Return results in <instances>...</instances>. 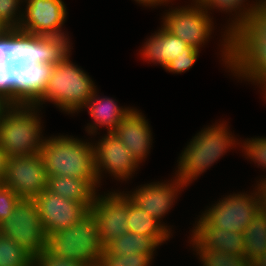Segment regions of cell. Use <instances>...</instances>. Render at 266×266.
<instances>
[{
  "mask_svg": "<svg viewBox=\"0 0 266 266\" xmlns=\"http://www.w3.org/2000/svg\"><path fill=\"white\" fill-rule=\"evenodd\" d=\"M71 47H45L25 53L19 65L22 94L43 108L51 103L64 114H78L97 86L71 58Z\"/></svg>",
  "mask_w": 266,
  "mask_h": 266,
  "instance_id": "obj_1",
  "label": "cell"
},
{
  "mask_svg": "<svg viewBox=\"0 0 266 266\" xmlns=\"http://www.w3.org/2000/svg\"><path fill=\"white\" fill-rule=\"evenodd\" d=\"M24 5L22 22L13 35L22 56L39 48L72 46L63 29L68 15L63 0H30Z\"/></svg>",
  "mask_w": 266,
  "mask_h": 266,
  "instance_id": "obj_2",
  "label": "cell"
},
{
  "mask_svg": "<svg viewBox=\"0 0 266 266\" xmlns=\"http://www.w3.org/2000/svg\"><path fill=\"white\" fill-rule=\"evenodd\" d=\"M227 121L207 125L192 137L179 154L175 176L188 187L207 172L214 163L235 147L240 148V139L230 131Z\"/></svg>",
  "mask_w": 266,
  "mask_h": 266,
  "instance_id": "obj_3",
  "label": "cell"
},
{
  "mask_svg": "<svg viewBox=\"0 0 266 266\" xmlns=\"http://www.w3.org/2000/svg\"><path fill=\"white\" fill-rule=\"evenodd\" d=\"M41 110L21 94L3 113L0 120V147L9 157L40 153L46 138L43 136Z\"/></svg>",
  "mask_w": 266,
  "mask_h": 266,
  "instance_id": "obj_4",
  "label": "cell"
},
{
  "mask_svg": "<svg viewBox=\"0 0 266 266\" xmlns=\"http://www.w3.org/2000/svg\"><path fill=\"white\" fill-rule=\"evenodd\" d=\"M89 141L91 139H80L68 134L46 137L40 155L47 176L86 179L97 191H100L95 171L93 144Z\"/></svg>",
  "mask_w": 266,
  "mask_h": 266,
  "instance_id": "obj_5",
  "label": "cell"
},
{
  "mask_svg": "<svg viewBox=\"0 0 266 266\" xmlns=\"http://www.w3.org/2000/svg\"><path fill=\"white\" fill-rule=\"evenodd\" d=\"M230 71L236 79L251 84L266 74V4L231 36Z\"/></svg>",
  "mask_w": 266,
  "mask_h": 266,
  "instance_id": "obj_6",
  "label": "cell"
},
{
  "mask_svg": "<svg viewBox=\"0 0 266 266\" xmlns=\"http://www.w3.org/2000/svg\"><path fill=\"white\" fill-rule=\"evenodd\" d=\"M47 248L56 256L77 260L86 266L98 265L104 246L92 211L67 229L51 234Z\"/></svg>",
  "mask_w": 266,
  "mask_h": 266,
  "instance_id": "obj_7",
  "label": "cell"
},
{
  "mask_svg": "<svg viewBox=\"0 0 266 266\" xmlns=\"http://www.w3.org/2000/svg\"><path fill=\"white\" fill-rule=\"evenodd\" d=\"M261 209L259 187L253 191L233 192L207 206L200 216L210 225L226 231L243 233Z\"/></svg>",
  "mask_w": 266,
  "mask_h": 266,
  "instance_id": "obj_8",
  "label": "cell"
},
{
  "mask_svg": "<svg viewBox=\"0 0 266 266\" xmlns=\"http://www.w3.org/2000/svg\"><path fill=\"white\" fill-rule=\"evenodd\" d=\"M172 5V7L170 6ZM168 5L169 9L163 12L161 25L173 35L179 37L188 46L201 50L205 47L214 34L215 22L212 15L195 0L185 6ZM212 16V17H211Z\"/></svg>",
  "mask_w": 266,
  "mask_h": 266,
  "instance_id": "obj_9",
  "label": "cell"
},
{
  "mask_svg": "<svg viewBox=\"0 0 266 266\" xmlns=\"http://www.w3.org/2000/svg\"><path fill=\"white\" fill-rule=\"evenodd\" d=\"M0 234L13 239L35 258L47 248L41 217L33 199H20L12 214L0 223Z\"/></svg>",
  "mask_w": 266,
  "mask_h": 266,
  "instance_id": "obj_10",
  "label": "cell"
},
{
  "mask_svg": "<svg viewBox=\"0 0 266 266\" xmlns=\"http://www.w3.org/2000/svg\"><path fill=\"white\" fill-rule=\"evenodd\" d=\"M95 171L101 188L102 179L109 174L112 179L125 183L141 167L129 150L114 133H105L98 141H92ZM94 142V143H93ZM106 174V175H104Z\"/></svg>",
  "mask_w": 266,
  "mask_h": 266,
  "instance_id": "obj_11",
  "label": "cell"
},
{
  "mask_svg": "<svg viewBox=\"0 0 266 266\" xmlns=\"http://www.w3.org/2000/svg\"><path fill=\"white\" fill-rule=\"evenodd\" d=\"M138 187V188H137ZM133 191H124L131 201L139 208L148 213L149 216L158 220L172 235V226L163 221L177 202L179 194L187 188L184 182L177 176L164 181H154L138 185Z\"/></svg>",
  "mask_w": 266,
  "mask_h": 266,
  "instance_id": "obj_12",
  "label": "cell"
},
{
  "mask_svg": "<svg viewBox=\"0 0 266 266\" xmlns=\"http://www.w3.org/2000/svg\"><path fill=\"white\" fill-rule=\"evenodd\" d=\"M90 210L97 221L99 238L104 247L128 232V196L124 191L97 192Z\"/></svg>",
  "mask_w": 266,
  "mask_h": 266,
  "instance_id": "obj_13",
  "label": "cell"
},
{
  "mask_svg": "<svg viewBox=\"0 0 266 266\" xmlns=\"http://www.w3.org/2000/svg\"><path fill=\"white\" fill-rule=\"evenodd\" d=\"M47 173L39 154L13 156L8 161L2 185L10 188L21 199H34L47 189Z\"/></svg>",
  "mask_w": 266,
  "mask_h": 266,
  "instance_id": "obj_14",
  "label": "cell"
},
{
  "mask_svg": "<svg viewBox=\"0 0 266 266\" xmlns=\"http://www.w3.org/2000/svg\"><path fill=\"white\" fill-rule=\"evenodd\" d=\"M210 15L214 10L229 15L227 24L221 33L222 39H219L220 60L222 66L230 72L231 68V36H233L241 27L245 25L248 18L260 7L266 4V0H195ZM212 11V12H211ZM232 16V17H231ZM230 22V23H229Z\"/></svg>",
  "mask_w": 266,
  "mask_h": 266,
  "instance_id": "obj_15",
  "label": "cell"
},
{
  "mask_svg": "<svg viewBox=\"0 0 266 266\" xmlns=\"http://www.w3.org/2000/svg\"><path fill=\"white\" fill-rule=\"evenodd\" d=\"M33 200L47 238L77 223L89 211L82 203L62 198L47 189Z\"/></svg>",
  "mask_w": 266,
  "mask_h": 266,
  "instance_id": "obj_16",
  "label": "cell"
},
{
  "mask_svg": "<svg viewBox=\"0 0 266 266\" xmlns=\"http://www.w3.org/2000/svg\"><path fill=\"white\" fill-rule=\"evenodd\" d=\"M141 165L147 159L152 143V129L146 116L136 107L123 118L113 132Z\"/></svg>",
  "mask_w": 266,
  "mask_h": 266,
  "instance_id": "obj_17",
  "label": "cell"
},
{
  "mask_svg": "<svg viewBox=\"0 0 266 266\" xmlns=\"http://www.w3.org/2000/svg\"><path fill=\"white\" fill-rule=\"evenodd\" d=\"M142 46L139 50L142 60L163 69L176 57L191 55L196 50L162 25L145 39Z\"/></svg>",
  "mask_w": 266,
  "mask_h": 266,
  "instance_id": "obj_18",
  "label": "cell"
},
{
  "mask_svg": "<svg viewBox=\"0 0 266 266\" xmlns=\"http://www.w3.org/2000/svg\"><path fill=\"white\" fill-rule=\"evenodd\" d=\"M133 108L118 105L116 99L103 95L100 96L97 88L81 110L86 109L92 120L85 127V132L91 138L94 135L96 137V135L100 134L98 130H101L102 127L106 129L107 133H113L118 124Z\"/></svg>",
  "mask_w": 266,
  "mask_h": 266,
  "instance_id": "obj_19",
  "label": "cell"
},
{
  "mask_svg": "<svg viewBox=\"0 0 266 266\" xmlns=\"http://www.w3.org/2000/svg\"><path fill=\"white\" fill-rule=\"evenodd\" d=\"M190 237L202 248L244 256L243 233L210 226L200 215L195 220Z\"/></svg>",
  "mask_w": 266,
  "mask_h": 266,
  "instance_id": "obj_20",
  "label": "cell"
},
{
  "mask_svg": "<svg viewBox=\"0 0 266 266\" xmlns=\"http://www.w3.org/2000/svg\"><path fill=\"white\" fill-rule=\"evenodd\" d=\"M47 190L62 198L82 203L88 210L98 192L86 179L68 176H48Z\"/></svg>",
  "mask_w": 266,
  "mask_h": 266,
  "instance_id": "obj_21",
  "label": "cell"
},
{
  "mask_svg": "<svg viewBox=\"0 0 266 266\" xmlns=\"http://www.w3.org/2000/svg\"><path fill=\"white\" fill-rule=\"evenodd\" d=\"M128 231L153 237L160 245L167 243L172 234L154 217L135 205L128 197Z\"/></svg>",
  "mask_w": 266,
  "mask_h": 266,
  "instance_id": "obj_22",
  "label": "cell"
},
{
  "mask_svg": "<svg viewBox=\"0 0 266 266\" xmlns=\"http://www.w3.org/2000/svg\"><path fill=\"white\" fill-rule=\"evenodd\" d=\"M161 245L150 236L139 235L128 231L104 247L108 254L120 256L134 253L147 254L154 259L155 252Z\"/></svg>",
  "mask_w": 266,
  "mask_h": 266,
  "instance_id": "obj_23",
  "label": "cell"
},
{
  "mask_svg": "<svg viewBox=\"0 0 266 266\" xmlns=\"http://www.w3.org/2000/svg\"><path fill=\"white\" fill-rule=\"evenodd\" d=\"M244 256L253 260L266 253V213L262 208L243 231Z\"/></svg>",
  "mask_w": 266,
  "mask_h": 266,
  "instance_id": "obj_24",
  "label": "cell"
},
{
  "mask_svg": "<svg viewBox=\"0 0 266 266\" xmlns=\"http://www.w3.org/2000/svg\"><path fill=\"white\" fill-rule=\"evenodd\" d=\"M190 250L196 253L201 266H250V261L245 256L227 254L213 249H202L190 236L188 237Z\"/></svg>",
  "mask_w": 266,
  "mask_h": 266,
  "instance_id": "obj_25",
  "label": "cell"
},
{
  "mask_svg": "<svg viewBox=\"0 0 266 266\" xmlns=\"http://www.w3.org/2000/svg\"><path fill=\"white\" fill-rule=\"evenodd\" d=\"M34 258L13 239L0 234V266H32Z\"/></svg>",
  "mask_w": 266,
  "mask_h": 266,
  "instance_id": "obj_26",
  "label": "cell"
},
{
  "mask_svg": "<svg viewBox=\"0 0 266 266\" xmlns=\"http://www.w3.org/2000/svg\"><path fill=\"white\" fill-rule=\"evenodd\" d=\"M240 148L242 149L243 156L246 159L251 160L250 162H254L257 164L258 168H261L262 171H266V137H251L246 138L242 141L240 138ZM259 181H256V185L266 182V175H261Z\"/></svg>",
  "mask_w": 266,
  "mask_h": 266,
  "instance_id": "obj_27",
  "label": "cell"
},
{
  "mask_svg": "<svg viewBox=\"0 0 266 266\" xmlns=\"http://www.w3.org/2000/svg\"><path fill=\"white\" fill-rule=\"evenodd\" d=\"M22 94V74L17 66L0 83V120L3 113L13 104V102Z\"/></svg>",
  "mask_w": 266,
  "mask_h": 266,
  "instance_id": "obj_28",
  "label": "cell"
},
{
  "mask_svg": "<svg viewBox=\"0 0 266 266\" xmlns=\"http://www.w3.org/2000/svg\"><path fill=\"white\" fill-rule=\"evenodd\" d=\"M21 0H0V22L14 35L23 19Z\"/></svg>",
  "mask_w": 266,
  "mask_h": 266,
  "instance_id": "obj_29",
  "label": "cell"
},
{
  "mask_svg": "<svg viewBox=\"0 0 266 266\" xmlns=\"http://www.w3.org/2000/svg\"><path fill=\"white\" fill-rule=\"evenodd\" d=\"M153 261L147 254L134 253L120 256L118 254H108L104 250L98 266H151Z\"/></svg>",
  "mask_w": 266,
  "mask_h": 266,
  "instance_id": "obj_30",
  "label": "cell"
},
{
  "mask_svg": "<svg viewBox=\"0 0 266 266\" xmlns=\"http://www.w3.org/2000/svg\"><path fill=\"white\" fill-rule=\"evenodd\" d=\"M35 266H86L80 261L56 256L45 248L34 258Z\"/></svg>",
  "mask_w": 266,
  "mask_h": 266,
  "instance_id": "obj_31",
  "label": "cell"
},
{
  "mask_svg": "<svg viewBox=\"0 0 266 266\" xmlns=\"http://www.w3.org/2000/svg\"><path fill=\"white\" fill-rule=\"evenodd\" d=\"M0 49L19 66L22 55L15 45L13 34L0 22Z\"/></svg>",
  "mask_w": 266,
  "mask_h": 266,
  "instance_id": "obj_32",
  "label": "cell"
},
{
  "mask_svg": "<svg viewBox=\"0 0 266 266\" xmlns=\"http://www.w3.org/2000/svg\"><path fill=\"white\" fill-rule=\"evenodd\" d=\"M21 198L0 183V223L8 218Z\"/></svg>",
  "mask_w": 266,
  "mask_h": 266,
  "instance_id": "obj_33",
  "label": "cell"
},
{
  "mask_svg": "<svg viewBox=\"0 0 266 266\" xmlns=\"http://www.w3.org/2000/svg\"><path fill=\"white\" fill-rule=\"evenodd\" d=\"M201 50H195L191 55L176 57L164 70L172 74H181L190 70L197 62Z\"/></svg>",
  "mask_w": 266,
  "mask_h": 266,
  "instance_id": "obj_34",
  "label": "cell"
},
{
  "mask_svg": "<svg viewBox=\"0 0 266 266\" xmlns=\"http://www.w3.org/2000/svg\"><path fill=\"white\" fill-rule=\"evenodd\" d=\"M17 67V65L0 49V83Z\"/></svg>",
  "mask_w": 266,
  "mask_h": 266,
  "instance_id": "obj_35",
  "label": "cell"
},
{
  "mask_svg": "<svg viewBox=\"0 0 266 266\" xmlns=\"http://www.w3.org/2000/svg\"><path fill=\"white\" fill-rule=\"evenodd\" d=\"M139 4L140 6L142 5L143 7H149V8H156L157 6H168L171 2L175 0H134Z\"/></svg>",
  "mask_w": 266,
  "mask_h": 266,
  "instance_id": "obj_36",
  "label": "cell"
},
{
  "mask_svg": "<svg viewBox=\"0 0 266 266\" xmlns=\"http://www.w3.org/2000/svg\"><path fill=\"white\" fill-rule=\"evenodd\" d=\"M9 159L7 152L0 147V183L5 178Z\"/></svg>",
  "mask_w": 266,
  "mask_h": 266,
  "instance_id": "obj_37",
  "label": "cell"
},
{
  "mask_svg": "<svg viewBox=\"0 0 266 266\" xmlns=\"http://www.w3.org/2000/svg\"><path fill=\"white\" fill-rule=\"evenodd\" d=\"M259 187V194L261 197V208L266 213V184L261 183L258 185Z\"/></svg>",
  "mask_w": 266,
  "mask_h": 266,
  "instance_id": "obj_38",
  "label": "cell"
},
{
  "mask_svg": "<svg viewBox=\"0 0 266 266\" xmlns=\"http://www.w3.org/2000/svg\"><path fill=\"white\" fill-rule=\"evenodd\" d=\"M250 266H266V253L251 260Z\"/></svg>",
  "mask_w": 266,
  "mask_h": 266,
  "instance_id": "obj_39",
  "label": "cell"
},
{
  "mask_svg": "<svg viewBox=\"0 0 266 266\" xmlns=\"http://www.w3.org/2000/svg\"><path fill=\"white\" fill-rule=\"evenodd\" d=\"M28 1H30V0H21V2H22L23 4H25V3L28 2Z\"/></svg>",
  "mask_w": 266,
  "mask_h": 266,
  "instance_id": "obj_40",
  "label": "cell"
}]
</instances>
